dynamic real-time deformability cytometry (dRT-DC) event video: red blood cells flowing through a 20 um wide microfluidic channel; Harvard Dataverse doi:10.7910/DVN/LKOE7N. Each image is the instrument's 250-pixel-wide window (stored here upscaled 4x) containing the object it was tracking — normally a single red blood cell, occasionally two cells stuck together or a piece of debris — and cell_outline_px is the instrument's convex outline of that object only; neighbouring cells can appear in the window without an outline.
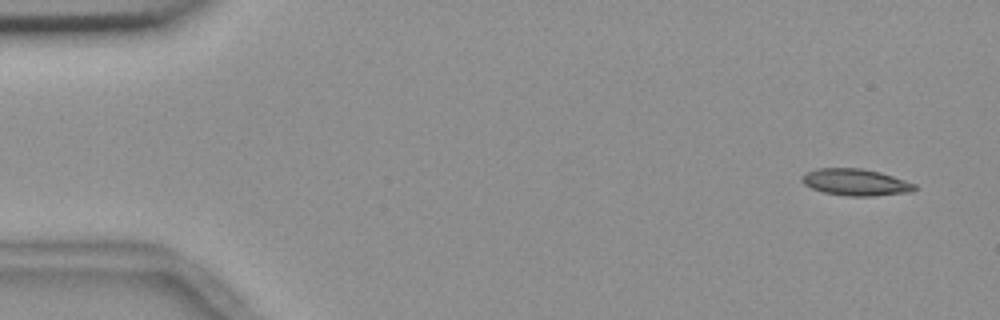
{"species": "common noctule bat (a hibernating species)", "species_latin": "Nyctalus noctula", "temperature_condition": "room temperature", "stored_images_in_passage": 53, "camera_frame_rate_fps": 3000, "um_per_image_px": 0.085, "animal": {"sex": "female", "body_mass_g": 18.4}, "frame": {"image": 1, "passage_image": 1, "time_ms": 0.0, "image_size_px": [1000, 320], "cell_outline_px": [[916, 188], [912, 192], [876, 196], [848, 196], [824, 192], [812, 188], [804, 184], [800, 180], [800, 176], [804, 172], [816, 168], [860, 168], [880, 172], [916, 184]], "centroid_in_image_um": [72.69, 15.48], "position_along_channel_um": 12.3, "area_um2": 17.69}}
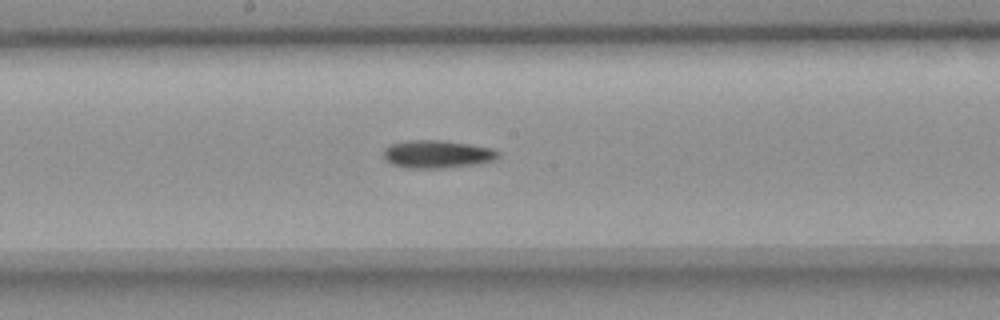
{"frame": {"image": 2, "passage_image": 27, "time_ms": 8.667, "image_size_px": [1000, 320], "cell_outline_px": [[500, 156], [496, 160], [480, 164], [444, 168], [408, 168], [392, 164], [384, 160], [384, 148], [388, 144], [408, 140], [444, 140], [492, 148], [500, 152]], "centroid_in_image_um": [37.17, 13.1], "position_along_channel_um": 211.0, "area_um2": 18.96}}
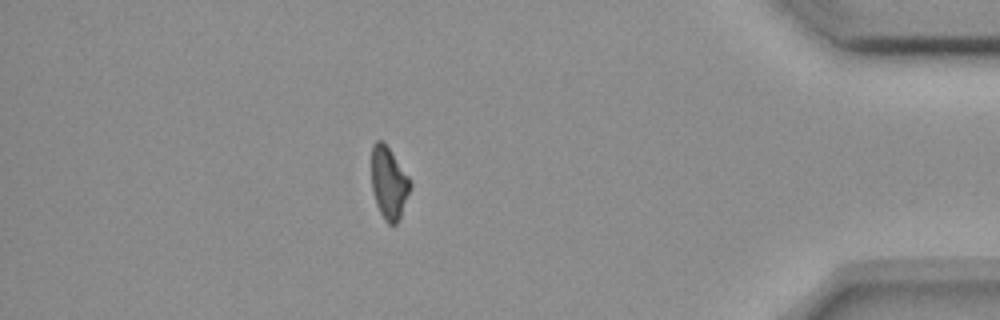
{"frame": {"image": 3, "passage_image": 46, "time_ms": 15.0, "image_size_px": [1000, 320], "cell_outline_px": [[412, 184], [400, 216], [396, 224], [388, 224], [384, 220], [376, 204], [372, 188], [372, 144], [376, 140], [384, 140], [412, 180]], "centroid_in_image_um": [33.06, 15.5], "position_along_channel_um": 402.1, "area_um2": 16.42}}